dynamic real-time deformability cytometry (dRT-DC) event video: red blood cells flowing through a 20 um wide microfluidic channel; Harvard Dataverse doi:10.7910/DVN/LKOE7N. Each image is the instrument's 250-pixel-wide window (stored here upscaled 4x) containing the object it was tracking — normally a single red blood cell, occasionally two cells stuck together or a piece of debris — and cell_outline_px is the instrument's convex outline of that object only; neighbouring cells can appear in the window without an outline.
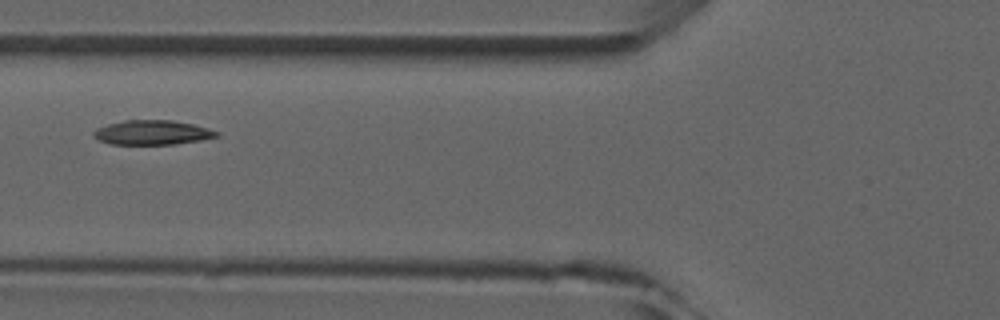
{"species": "common noctule bat (a hibernating species)", "species_latin": "Nyctalus noctula", "temperature_condition": "room temperature", "stored_images_in_passage": 5, "camera_frame_rate_fps": 3000, "um_per_image_px": 0.085, "animal": {"sex": "male", "forearm_length_mm": 52.5}, "frame": {"image": 1, "passage_image": 5, "time_ms": 4.667, "image_size_px": [1000, 320], "cell_outline_px": [[220, 136], [200, 140], [176, 144], [112, 144], [100, 140], [92, 136], [92, 132], [96, 128], [108, 124], [124, 120], [172, 120], [192, 124], [208, 128], [220, 132]], "centroid_in_image_um": [12.95, 11.26], "position_along_channel_um": 112.9, "area_um2": 17.57}}